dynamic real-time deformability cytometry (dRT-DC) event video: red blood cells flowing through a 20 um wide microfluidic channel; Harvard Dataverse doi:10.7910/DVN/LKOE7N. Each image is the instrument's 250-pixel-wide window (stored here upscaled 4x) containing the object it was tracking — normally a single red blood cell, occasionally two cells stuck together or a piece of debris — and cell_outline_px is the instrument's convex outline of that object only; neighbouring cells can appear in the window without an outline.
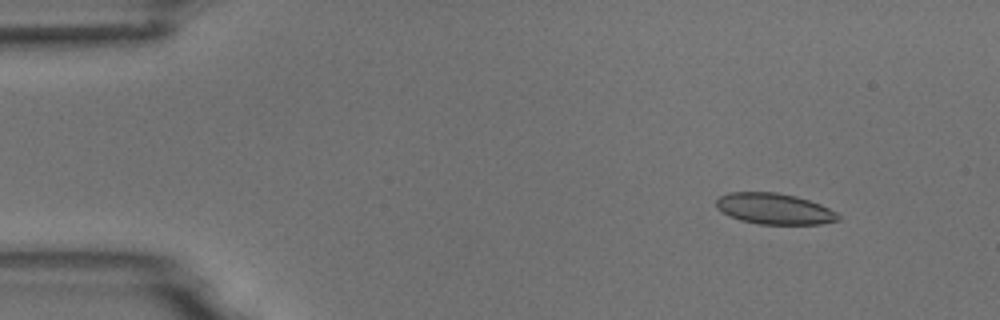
{"species": "common noctule bat (a hibernating species)", "species_latin": "Nyctalus noctula", "temperature_condition": "room temperature", "stored_images_in_passage": 4, "camera_frame_rate_fps": 3000, "um_per_image_px": 0.085, "animal": {"sex": "male", "body_mass_g": 18.8}, "frame": {"image": 1, "passage_image": 1, "time_ms": 0.0, "image_size_px": [1000, 320], "cell_outline_px": [[840, 220], [820, 224], [760, 224], [740, 220], [728, 216], [716, 208], [716, 200], [720, 196], [728, 192], [776, 192], [796, 196], [820, 204], [836, 212], [840, 216]], "centroid_in_image_um": [65.79, 17.74], "position_along_channel_um": 19.2, "area_um2": 22.08}}
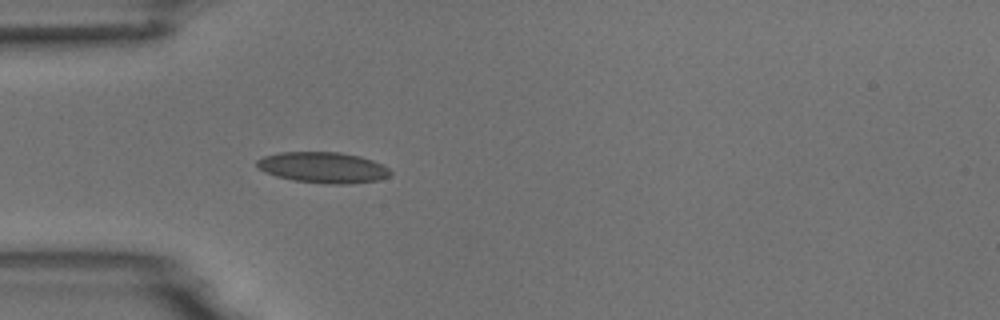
{"frame": {"image": 2, "passage_image": 4, "time_ms": 3.333, "image_size_px": [1000, 320], "cell_outline_px": [[392, 172], [388, 176], [380, 180], [348, 184], [324, 184], [292, 180], [276, 176], [264, 172], [256, 164], [256, 160], [264, 156], [280, 152], [340, 152], [360, 156], [372, 160], [388, 168]], "centroid_in_image_um": [27.45, 14.24], "position_along_channel_um": 57.5, "area_um2": 24.1}}